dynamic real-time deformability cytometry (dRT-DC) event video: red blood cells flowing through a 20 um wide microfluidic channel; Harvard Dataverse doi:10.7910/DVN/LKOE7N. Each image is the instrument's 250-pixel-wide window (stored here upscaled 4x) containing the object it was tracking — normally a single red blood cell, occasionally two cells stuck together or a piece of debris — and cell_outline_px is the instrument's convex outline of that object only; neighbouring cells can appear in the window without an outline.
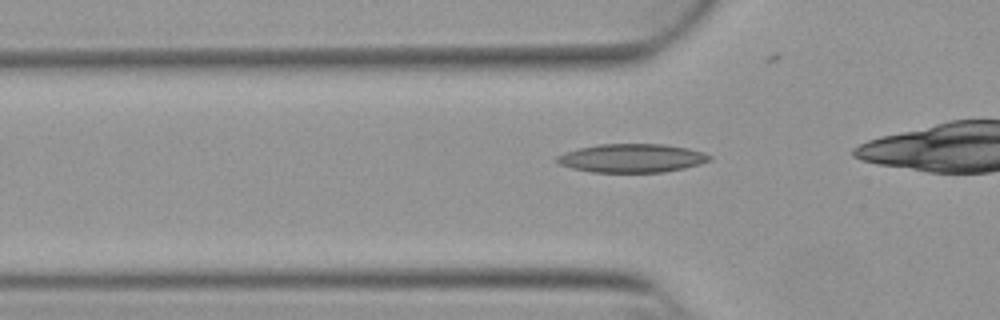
{"species": "Egyptian fruit bat (a non-hibernating species)", "species_latin": "Rousettus aegyptiacus", "temperature_condition": "warm", "stored_images_in_passage": 36, "camera_frame_rate_fps": 3000, "um_per_image_px": 0.085, "animal": {"sex": "female"}, "frame": {"image": 1, "passage_image": 11, "time_ms": 3.333, "image_size_px": [1000, 320], "cell_outline_px": [[712, 160], [700, 164], [684, 168], [664, 172], [592, 172], [572, 168], [560, 164], [556, 160], [556, 156], [564, 152], [580, 148], [600, 144], [664, 144], [688, 148], [704, 152], [712, 156]], "centroid_in_image_um": [53.74, 13.44], "position_along_channel_um": 72.1, "area_um2": 25.43}}
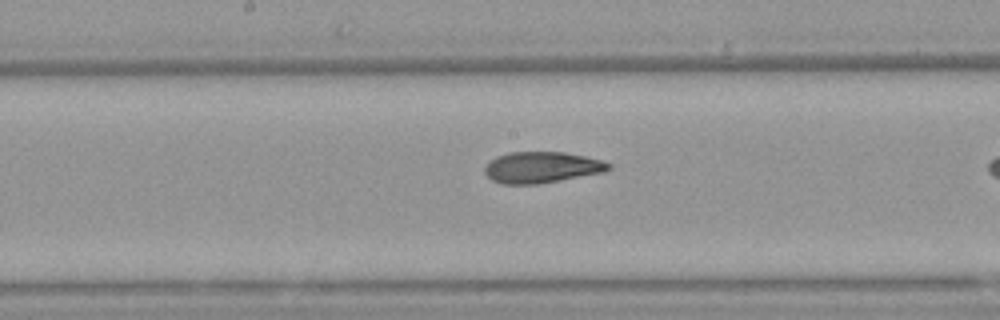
{"frame": {"image": 2, "passage_image": 21, "time_ms": 6.667, "image_size_px": [1000, 320], "cell_outline_px": [[612, 168], [604, 172], [536, 184], [504, 184], [492, 180], [484, 172], [484, 168], [488, 160], [496, 156], [508, 152], [564, 152], [604, 160], [612, 164]], "centroid_in_image_um": [46.04, 14.21], "position_along_channel_um": 202.2, "area_um2": 22.6}}
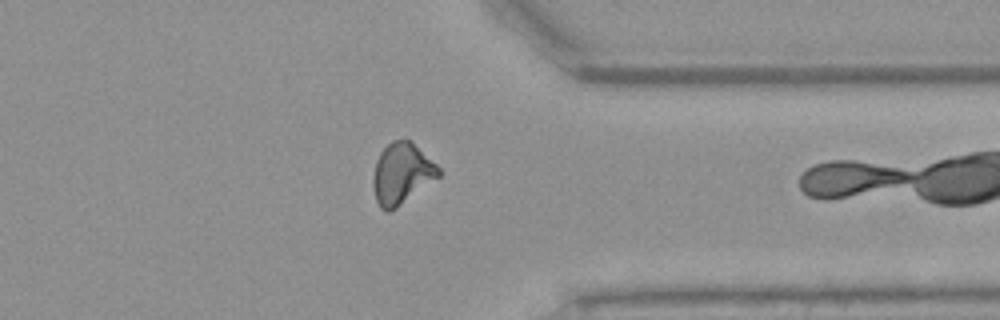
{"frame": {"image": 3, "passage_image": 35, "time_ms": 11.333, "image_size_px": [1000, 320], "cell_outline_px": [[440, 176], [396, 208], [388, 212], [380, 208], [376, 200], [372, 184], [372, 176], [376, 160], [380, 152], [392, 140], [408, 140], [436, 164], [440, 168]], "centroid_in_image_um": [34.11, 14.78], "position_along_channel_um": 377.3, "area_um2": 23.0}}